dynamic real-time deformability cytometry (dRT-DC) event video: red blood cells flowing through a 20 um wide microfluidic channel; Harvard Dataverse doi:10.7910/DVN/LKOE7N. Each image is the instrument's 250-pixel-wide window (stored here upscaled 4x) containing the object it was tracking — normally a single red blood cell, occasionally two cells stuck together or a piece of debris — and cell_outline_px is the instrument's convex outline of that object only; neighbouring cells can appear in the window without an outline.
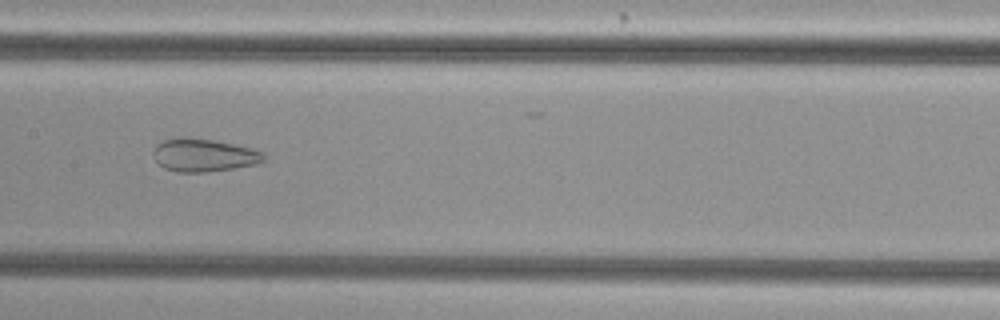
{"species": "common noctule bat (a hibernating species)", "species_latin": "Nyctalus noctula", "temperature_condition": "cold", "stored_images_in_passage": 53, "camera_frame_rate_fps": 3000, "um_per_image_px": 0.085, "animal": {"sex": "female", "body_mass_g": 29.2, "forearm_length_mm": 56.3}, "frame": {"image": 1, "passage_image": 28, "time_ms": 9.0, "image_size_px": [1000, 320], "cell_outline_px": [[264, 160], [260, 164], [204, 172], [176, 172], [164, 168], [152, 156], [152, 152], [156, 144], [164, 140], [180, 136], [188, 136], [212, 140], [252, 148], [264, 152]], "centroid_in_image_um": [17.3, 13.18], "position_along_channel_um": 190.1, "area_um2": 21.39}}
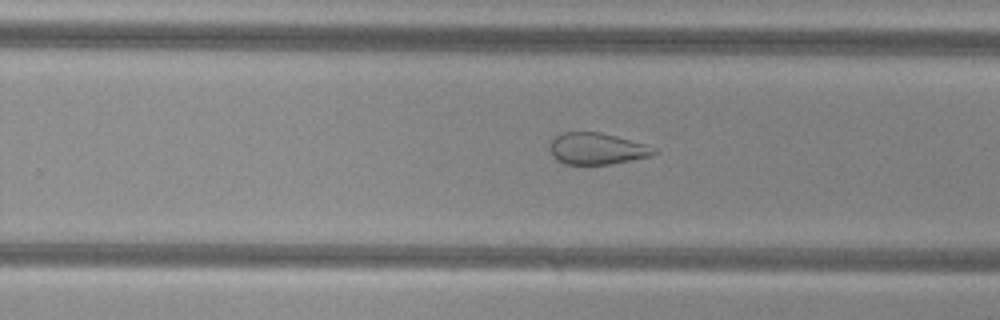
{"frame": {"image": 2, "passage_image": 35, "time_ms": 11.333, "image_size_px": [1000, 320], "cell_outline_px": [[660, 152], [652, 156], [612, 164], [564, 164], [556, 160], [552, 156], [548, 148], [552, 140], [560, 132], [600, 132], [616, 136], [644, 144], [656, 148]], "centroid_in_image_um": [50.73, 12.64], "position_along_channel_um": 279.1, "area_um2": 19.36}}
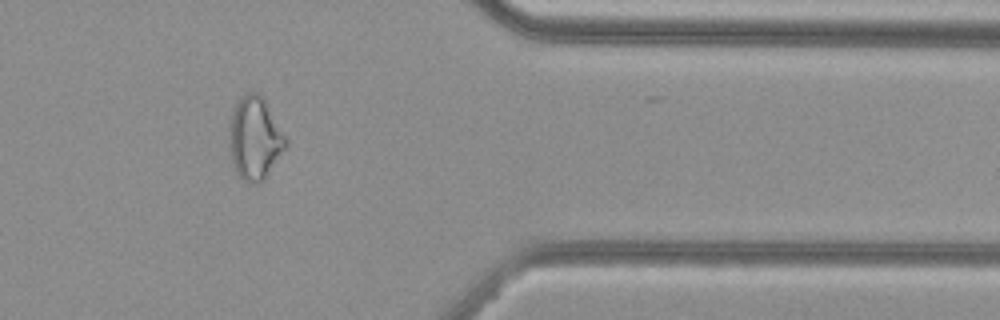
{"frame": {"image": 3, "passage_image": 45, "time_ms": 14.667, "image_size_px": [1000, 320], "cell_outline_px": [[288, 144], [260, 184], [256, 184], [244, 180], [236, 172], [232, 164], [228, 148], [228, 120], [240, 96], [248, 92], [256, 92], [264, 100], [288, 140]], "centroid_in_image_um": [21.61, 11.75], "position_along_channel_um": 389.8, "area_um2": 27.34}}